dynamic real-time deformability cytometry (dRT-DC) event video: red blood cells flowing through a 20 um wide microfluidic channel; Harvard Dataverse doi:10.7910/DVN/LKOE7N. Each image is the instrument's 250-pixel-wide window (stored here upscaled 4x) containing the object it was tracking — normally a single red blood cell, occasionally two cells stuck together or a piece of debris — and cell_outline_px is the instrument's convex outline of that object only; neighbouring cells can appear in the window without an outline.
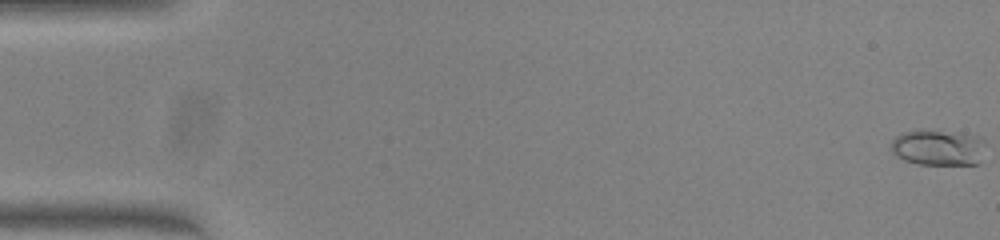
{"species": "common noctule bat (a hibernating species)", "species_latin": "Nyctalus noctula", "temperature_condition": "warm", "stored_images_in_passage": 50, "camera_frame_rate_fps": 3000, "um_per_image_px": 0.085, "animal": {"sex": "female", "body_mass_g": 23.0, "forearm_length_mm": 53.4}, "frame": {"image": 1, "passage_image": 1, "time_ms": 0.0, "image_size_px": [1000, 240], "cell_outline_px": [[984, 144], [976, 164], [920, 164], [904, 160], [896, 156], [892, 152], [892, 140], [896, 136], [904, 132], [920, 128], [924, 128], [960, 132], [980, 136], [984, 140]], "centroid_in_image_um": [79.7, 12.49], "position_along_channel_um": 5.3, "area_um2": 19.94}}
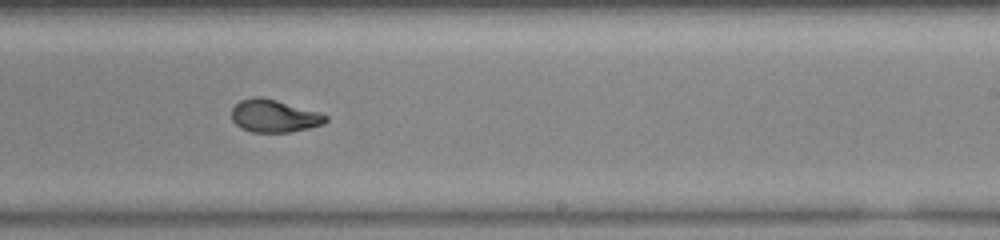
{"frame": {"image": 2, "passage_image": 32, "time_ms": 10.333, "image_size_px": [1000, 240], "cell_outline_px": [[328, 120], [324, 124], [308, 128], [288, 132], [252, 132], [240, 128], [232, 120], [232, 108], [240, 100], [252, 96], [260, 96], [276, 100], [316, 112], [328, 116]], "centroid_in_image_um": [23.26, 9.86], "position_along_channel_um": 265.7, "area_um2": 17.74}}
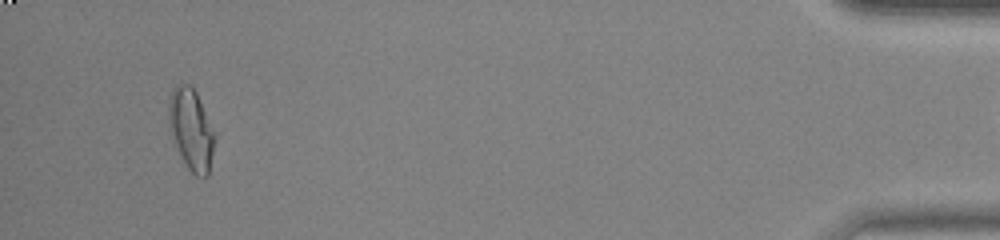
{"frame": {"image": 3, "passage_image": 49, "time_ms": 16.0, "image_size_px": [1000, 240], "cell_outline_px": [[216, 136], [208, 176], [196, 176], [188, 168], [180, 156], [168, 128], [168, 100], [172, 88], [176, 84], [188, 84], [196, 92]], "centroid_in_image_um": [16.22, 10.99], "position_along_channel_um": 419.0, "area_um2": 21.85}}